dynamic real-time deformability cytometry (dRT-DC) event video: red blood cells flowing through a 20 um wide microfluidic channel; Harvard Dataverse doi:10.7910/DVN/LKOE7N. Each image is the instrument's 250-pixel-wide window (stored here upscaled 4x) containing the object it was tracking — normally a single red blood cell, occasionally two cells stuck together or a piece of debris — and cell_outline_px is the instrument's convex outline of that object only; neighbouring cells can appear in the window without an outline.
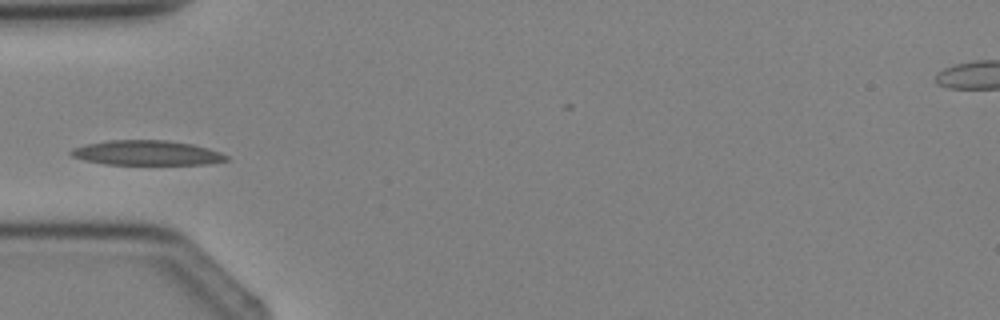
{"species": "Egyptian fruit bat (a non-hibernating species)", "species_latin": "Rousettus aegyptiacus", "temperature_condition": "cold", "stored_images_in_passage": 4, "camera_frame_rate_fps": 3000, "um_per_image_px": 0.085, "animal": {"sex": "female"}, "frame": {"image": 1, "passage_image": 4, "time_ms": 3.333, "image_size_px": [1000, 320], "cell_outline_px": [[228, 160], [212, 164], [104, 164], [84, 160], [72, 156], [68, 152], [72, 148], [84, 144], [108, 140], [168, 140], [192, 144], [208, 148], [220, 152], [228, 156]], "centroid_in_image_um": [12.46, 12.99], "position_along_channel_um": 72.5, "area_um2": 22.54}}